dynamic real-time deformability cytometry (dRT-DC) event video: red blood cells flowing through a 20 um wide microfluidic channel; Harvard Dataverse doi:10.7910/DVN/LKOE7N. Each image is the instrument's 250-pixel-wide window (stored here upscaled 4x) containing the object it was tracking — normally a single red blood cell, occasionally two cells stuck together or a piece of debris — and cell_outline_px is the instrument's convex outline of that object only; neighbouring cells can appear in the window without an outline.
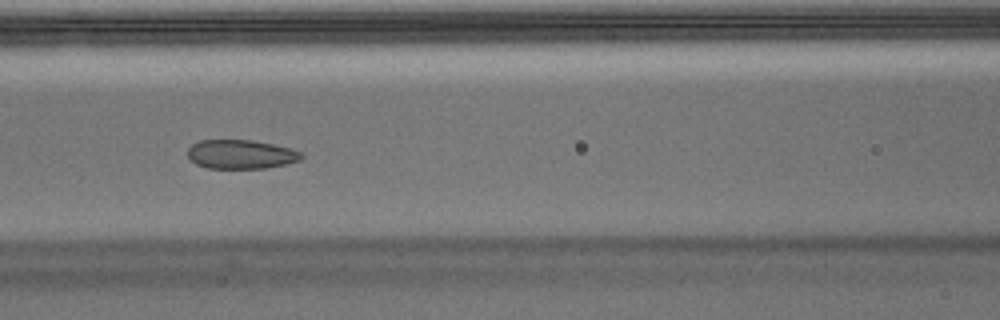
{"species": "Egyptian fruit bat (a non-hibernating species)", "species_latin": "Rousettus aegyptiacus", "temperature_condition": "warm", "stored_images_in_passage": 39, "segment_of_instrument_passage": [1, 2], "camera_frame_rate_fps": 3000, "um_per_image_px": 0.085, "animal": {"sex": "male"}, "frame": {"image": 1, "passage_image": 13, "time_ms": 4.0, "image_size_px": [1000, 320], "cell_outline_px": [[304, 156], [300, 160], [284, 164], [264, 168], [208, 168], [196, 164], [188, 156], [188, 148], [192, 144], [200, 140], [252, 140], [292, 148], [304, 152]], "centroid_in_image_um": [20.5, 13.11], "position_along_channel_um": 146.1, "area_um2": 19.25}}
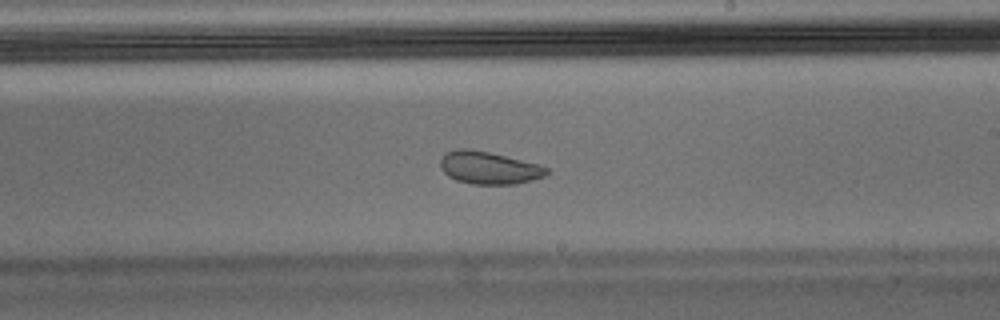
{"frame": {"image": 2, "passage_image": 20, "time_ms": 6.333, "image_size_px": [1000, 320], "cell_outline_px": [[548, 172], [544, 176], [532, 180], [516, 184], [472, 184], [456, 180], [448, 176], [440, 168], [440, 156], [444, 152], [456, 148], [468, 148], [488, 152], [536, 164], [548, 168]], "centroid_in_image_um": [41.47, 14.26], "position_along_channel_um": 247.5, "area_um2": 20.11}}